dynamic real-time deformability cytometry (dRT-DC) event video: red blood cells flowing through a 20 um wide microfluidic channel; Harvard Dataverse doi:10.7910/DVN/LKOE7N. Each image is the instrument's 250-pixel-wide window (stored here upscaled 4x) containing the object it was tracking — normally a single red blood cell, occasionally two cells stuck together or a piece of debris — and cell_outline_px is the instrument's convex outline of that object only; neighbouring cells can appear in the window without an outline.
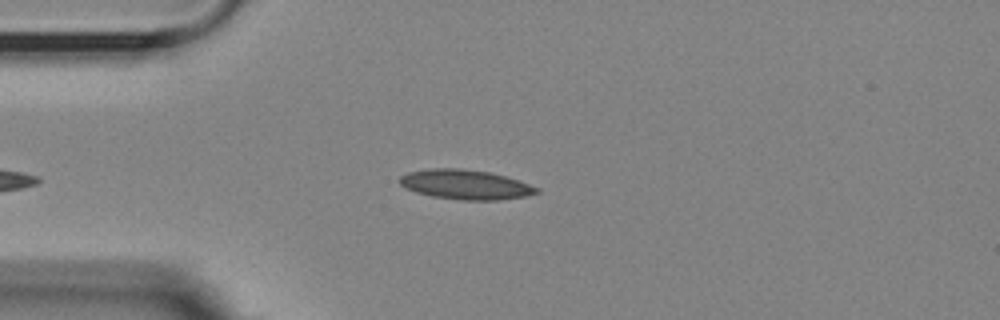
{"species": "Egyptian fruit bat (a non-hibernating species)", "species_latin": "Rousettus aegyptiacus", "temperature_condition": "room temperature", "stored_images_in_passage": 41, "camera_frame_rate_fps": 3000, "um_per_image_px": 0.085, "animal": {"sex": "female"}, "frame": {"image": 1, "passage_image": 3, "time_ms": 0.667, "image_size_px": [1000, 320], "cell_outline_px": [[540, 192], [524, 196], [496, 200], [464, 200], [432, 196], [416, 192], [404, 188], [396, 180], [400, 176], [408, 172], [424, 168], [460, 168], [488, 172], [520, 180], [540, 188]], "centroid_in_image_um": [39.52, 15.67], "position_along_channel_um": 45.5, "area_um2": 23.81}}
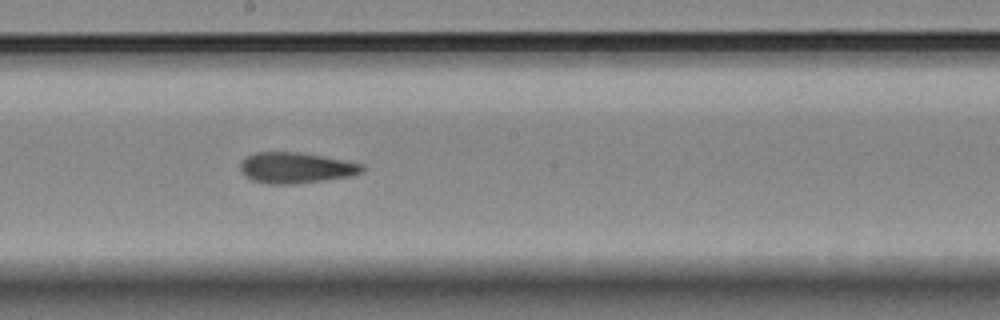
{"frame": {"image": 2, "passage_image": 19, "time_ms": 6.0, "image_size_px": [1000, 320], "cell_outline_px": [[364, 172], [352, 176], [324, 180], [292, 184], [268, 184], [252, 180], [244, 176], [240, 168], [240, 160], [244, 156], [256, 152], [300, 152], [364, 164]], "centroid_in_image_um": [25.12, 14.26], "position_along_channel_um": 223.1, "area_um2": 22.08}}
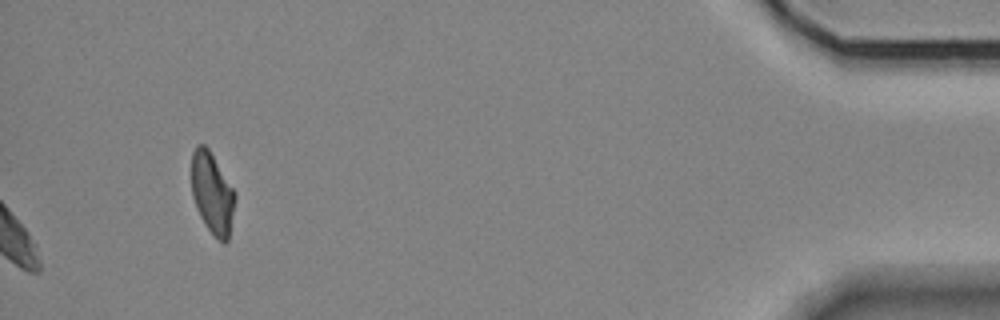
{"frame": {"image": 3, "passage_image": 41, "time_ms": 13.333, "image_size_px": [1000, 320], "cell_outline_px": [[236, 196], [228, 240], [224, 244], [208, 228], [200, 216], [196, 208], [192, 196], [192, 152], [196, 144], [204, 144], [208, 148], [236, 192]], "centroid_in_image_um": [18.04, 16.39], "position_along_channel_um": 417.2, "area_um2": 20.46}, "authors_computed_cell_mechanics": {"area_um2": 21.7328, "velocity_mm_per_s": 3.6009, "shape_relaxation_time_tau1_ms": null, "shape_relaxation_time_tau2_ms": 3.7237, "deformation_change_tau1": null, "deformation_change_tau2": 0.095}}